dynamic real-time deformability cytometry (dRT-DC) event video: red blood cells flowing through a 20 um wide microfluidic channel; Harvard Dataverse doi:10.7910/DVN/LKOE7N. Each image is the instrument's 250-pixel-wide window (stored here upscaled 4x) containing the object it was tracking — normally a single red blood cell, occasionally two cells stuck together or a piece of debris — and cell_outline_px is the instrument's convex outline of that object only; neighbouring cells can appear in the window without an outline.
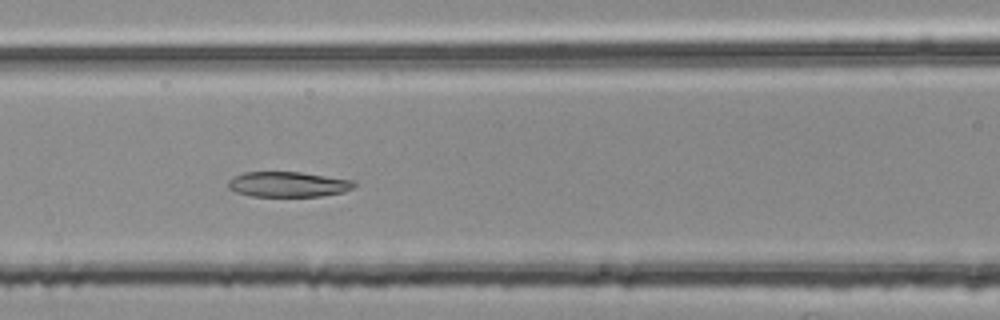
{"species": "common noctule bat (a hibernating species)", "species_latin": "Nyctalus noctula", "temperature_condition": "room temperature", "stored_images_in_passage": 51, "segment_of_instrument_passage": [2, 2], "camera_frame_rate_fps": 3000, "um_per_image_px": 0.085, "animal": {"sex": "female", "body_mass_g": 25.1}, "frame": {"image": 1, "passage_image": 23, "time_ms": 7.333, "image_size_px": [1000, 320], "cell_outline_px": [[356, 184], [352, 188], [344, 192], [320, 196], [252, 196], [236, 192], [228, 188], [228, 180], [244, 172], [300, 172], [352, 180]], "centroid_in_image_um": [24.47, 15.67], "position_along_channel_um": 142.1, "area_um2": 18.38}}
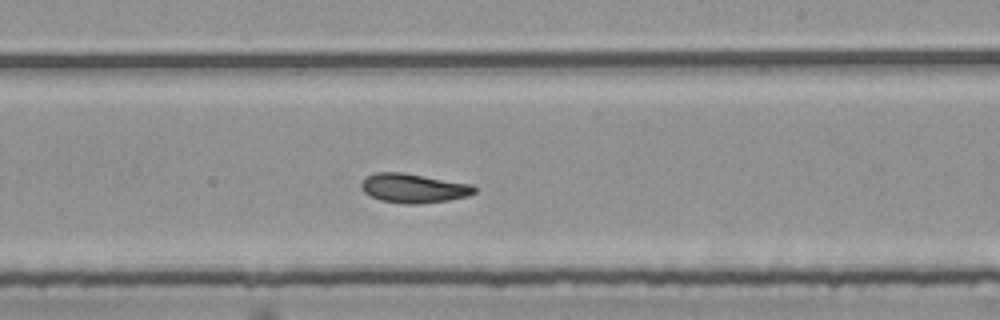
{"frame": {"image": 2, "passage_image": 32, "time_ms": 10.333, "image_size_px": [1000, 320], "cell_outline_px": [[476, 192], [468, 196], [448, 200], [420, 204], [404, 204], [380, 200], [364, 192], [360, 188], [360, 184], [368, 176], [376, 172], [400, 172], [472, 184], [476, 188]], "centroid_in_image_um": [35.16, 16.0], "position_along_channel_um": 253.8, "area_um2": 19.19}}
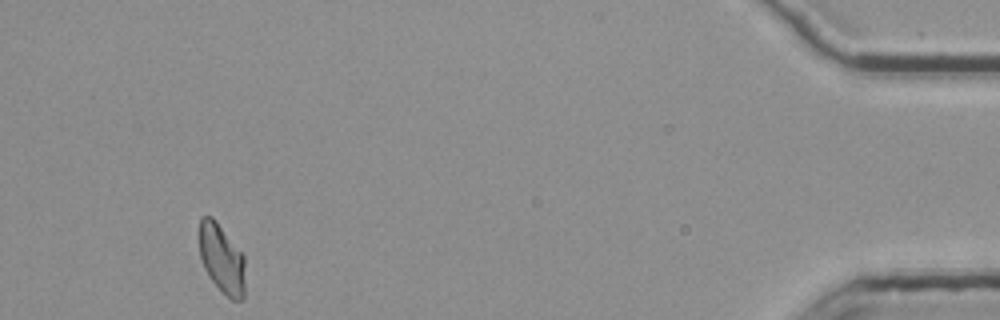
{"frame": {"image": 3, "passage_image": 51, "time_ms": 16.667, "image_size_px": [1000, 320], "cell_outline_px": [[244, 300], [232, 300], [208, 276], [200, 260], [200, 216], [212, 216], [244, 256]], "centroid_in_image_um": [18.84, 22.0], "position_along_channel_um": 416.4, "area_um2": 18.15}}